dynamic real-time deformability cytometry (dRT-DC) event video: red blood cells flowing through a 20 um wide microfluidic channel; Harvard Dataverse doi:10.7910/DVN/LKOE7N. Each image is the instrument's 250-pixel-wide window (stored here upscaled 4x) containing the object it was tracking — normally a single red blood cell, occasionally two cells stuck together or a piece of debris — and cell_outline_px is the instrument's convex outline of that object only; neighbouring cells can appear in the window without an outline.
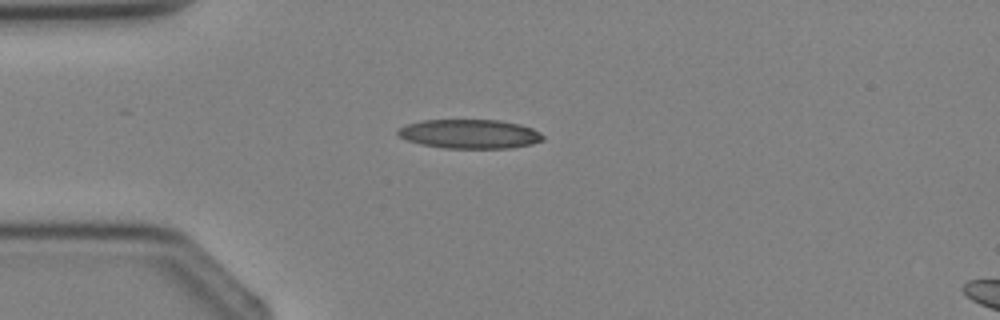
{"species": "Egyptian fruit bat (a non-hibernating species)", "species_latin": "Rousettus aegyptiacus", "temperature_condition": "cold", "stored_images_in_passage": 1, "camera_frame_rate_fps": 3000, "um_per_image_px": 0.085, "animal": {"sex": "female"}, "frame": {"image": 1, "passage_image": 1, "time_ms": 0.0, "image_size_px": [1000, 320], "cell_outline_px": [[544, 140], [532, 144], [512, 148], [444, 148], [420, 144], [408, 140], [400, 136], [396, 132], [400, 128], [408, 124], [424, 120], [500, 120], [520, 124], [532, 128], [540, 132], [544, 136]], "centroid_in_image_um": [39.98, 11.39], "position_along_channel_um": 45.0, "area_um2": 24.62}}